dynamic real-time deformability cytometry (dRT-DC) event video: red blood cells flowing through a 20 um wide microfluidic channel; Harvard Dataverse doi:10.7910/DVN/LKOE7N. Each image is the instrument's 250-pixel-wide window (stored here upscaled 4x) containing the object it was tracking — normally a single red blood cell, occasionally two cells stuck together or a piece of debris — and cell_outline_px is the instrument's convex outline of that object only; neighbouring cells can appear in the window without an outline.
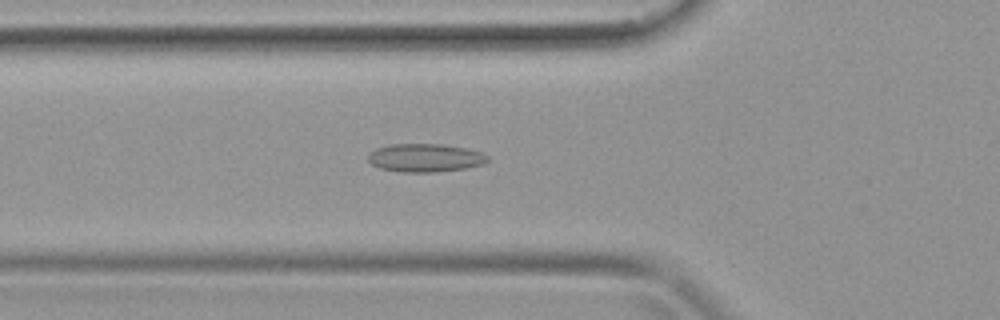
{"species": "common noctule bat (a hibernating species)", "species_latin": "Nyctalus noctula", "temperature_condition": "warm", "stored_images_in_passage": 38, "camera_frame_rate_fps": 3000, "um_per_image_px": 0.085, "animal": {"sex": "female", "body_mass_g": 19.9}, "frame": {"image": 1, "passage_image": 13, "time_ms": 4.0, "image_size_px": [1000, 320], "cell_outline_px": [[488, 160], [480, 164], [464, 168], [436, 172], [400, 172], [380, 168], [372, 164], [368, 160], [368, 152], [376, 148], [392, 144], [444, 144], [468, 148], [480, 152], [488, 156]], "centroid_in_image_um": [36.1, 13.4], "position_along_channel_um": 89.7, "area_um2": 19.65}}
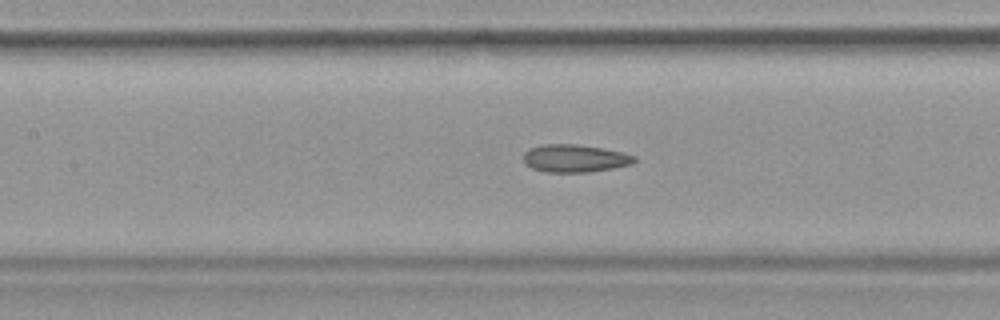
{"frame": {"image": 2, "passage_image": 17, "time_ms": 5.333, "image_size_px": [1000, 320], "cell_outline_px": [[636, 160], [632, 164], [612, 168], [588, 172], [544, 172], [532, 168], [524, 164], [524, 152], [528, 148], [544, 144], [576, 144], [600, 148], [620, 152], [636, 156]], "centroid_in_image_um": [48.81, 13.46], "position_along_channel_um": 158.6, "area_um2": 17.86}}
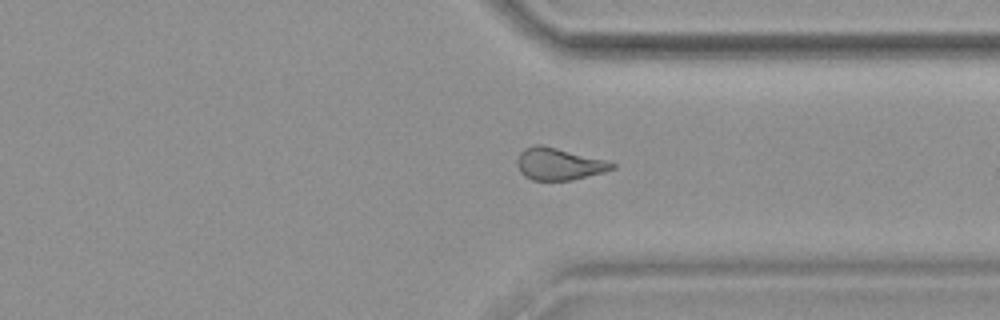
{"frame": {"image": 3, "passage_image": 29, "time_ms": 9.333, "image_size_px": [1000, 320], "cell_outline_px": [[616, 168], [604, 172], [572, 180], [532, 180], [524, 176], [520, 172], [516, 164], [516, 160], [520, 152], [524, 148], [536, 144], [540, 144], [604, 160], [616, 164]], "centroid_in_image_um": [47.46, 13.95], "position_along_channel_um": 363.9, "area_um2": 17.63}}